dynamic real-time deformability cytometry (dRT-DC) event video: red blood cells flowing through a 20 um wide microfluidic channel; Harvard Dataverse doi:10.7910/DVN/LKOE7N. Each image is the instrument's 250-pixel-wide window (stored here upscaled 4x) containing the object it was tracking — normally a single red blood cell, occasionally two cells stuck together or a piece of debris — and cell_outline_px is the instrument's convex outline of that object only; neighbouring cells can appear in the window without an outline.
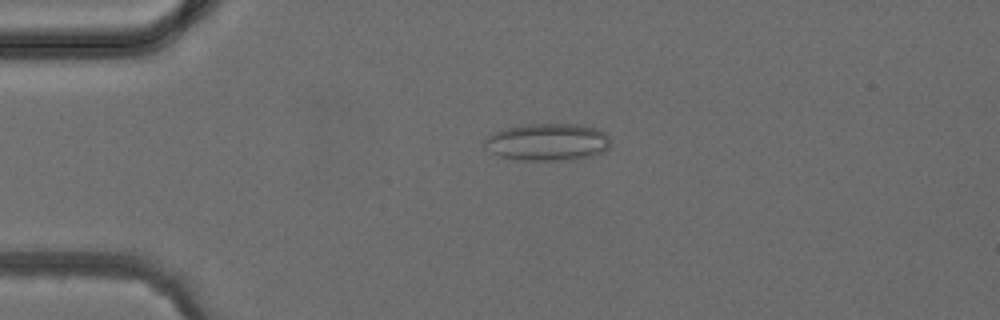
{"species": "common noctule bat (a hibernating species)", "species_latin": "Nyctalus noctula", "temperature_condition": "cold", "stored_images_in_passage": 4, "camera_frame_rate_fps": 3000, "um_per_image_px": 0.085, "animal": {"sex": "female", "body_mass_g": 24.6, "forearm_length_mm": 56.2}, "frame": {"image": 1, "passage_image": 3, "time_ms": 2.333, "image_size_px": [1000, 320], "cell_outline_px": [[608, 148], [604, 152], [592, 156], [572, 160], [520, 160], [500, 156], [484, 148], [484, 140], [488, 136], [504, 128], [528, 124], [584, 124], [600, 128], [608, 136]], "centroid_in_image_um": [46.57, 12.07], "position_along_channel_um": 38.4, "area_um2": 27.57}}